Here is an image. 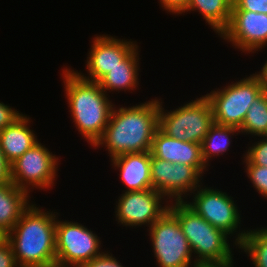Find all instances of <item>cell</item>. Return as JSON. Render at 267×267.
Masks as SVG:
<instances>
[{"label":"cell","instance_id":"cell-1","mask_svg":"<svg viewBox=\"0 0 267 267\" xmlns=\"http://www.w3.org/2000/svg\"><path fill=\"white\" fill-rule=\"evenodd\" d=\"M131 107H113L102 137L93 146H104L113 159L126 153L151 151L159 127V99Z\"/></svg>","mask_w":267,"mask_h":267},{"label":"cell","instance_id":"cell-2","mask_svg":"<svg viewBox=\"0 0 267 267\" xmlns=\"http://www.w3.org/2000/svg\"><path fill=\"white\" fill-rule=\"evenodd\" d=\"M46 211L32 203L7 233L18 267L56 266V219L59 214Z\"/></svg>","mask_w":267,"mask_h":267},{"label":"cell","instance_id":"cell-3","mask_svg":"<svg viewBox=\"0 0 267 267\" xmlns=\"http://www.w3.org/2000/svg\"><path fill=\"white\" fill-rule=\"evenodd\" d=\"M62 71L71 120L90 146H94L102 137L115 105L98 82L81 78L71 68Z\"/></svg>","mask_w":267,"mask_h":267},{"label":"cell","instance_id":"cell-4","mask_svg":"<svg viewBox=\"0 0 267 267\" xmlns=\"http://www.w3.org/2000/svg\"><path fill=\"white\" fill-rule=\"evenodd\" d=\"M179 221L196 263L234 257L227 235L204 220L186 201L170 202L168 209Z\"/></svg>","mask_w":267,"mask_h":267},{"label":"cell","instance_id":"cell-5","mask_svg":"<svg viewBox=\"0 0 267 267\" xmlns=\"http://www.w3.org/2000/svg\"><path fill=\"white\" fill-rule=\"evenodd\" d=\"M160 100L158 128L172 138L201 144L214 124L212 107L205 95L172 111L164 110Z\"/></svg>","mask_w":267,"mask_h":267},{"label":"cell","instance_id":"cell-6","mask_svg":"<svg viewBox=\"0 0 267 267\" xmlns=\"http://www.w3.org/2000/svg\"><path fill=\"white\" fill-rule=\"evenodd\" d=\"M263 92L258 79L250 74L223 89L210 91L205 97L211 104L214 123L240 129L252 102Z\"/></svg>","mask_w":267,"mask_h":267},{"label":"cell","instance_id":"cell-7","mask_svg":"<svg viewBox=\"0 0 267 267\" xmlns=\"http://www.w3.org/2000/svg\"><path fill=\"white\" fill-rule=\"evenodd\" d=\"M148 231L159 267H194L197 264L178 219L169 210L153 222Z\"/></svg>","mask_w":267,"mask_h":267},{"label":"cell","instance_id":"cell-8","mask_svg":"<svg viewBox=\"0 0 267 267\" xmlns=\"http://www.w3.org/2000/svg\"><path fill=\"white\" fill-rule=\"evenodd\" d=\"M200 186L193 192L192 202L187 200L186 203L195 210L204 220L210 223L215 228L222 230L227 235H234V245L239 247L242 243L247 231L240 230L241 217L238 210V205L234 203L233 197L229 196L226 192L213 187ZM239 226V227H238ZM237 232V233H236Z\"/></svg>","mask_w":267,"mask_h":267},{"label":"cell","instance_id":"cell-9","mask_svg":"<svg viewBox=\"0 0 267 267\" xmlns=\"http://www.w3.org/2000/svg\"><path fill=\"white\" fill-rule=\"evenodd\" d=\"M100 238L81 223L56 219V266L81 267L100 256Z\"/></svg>","mask_w":267,"mask_h":267},{"label":"cell","instance_id":"cell-10","mask_svg":"<svg viewBox=\"0 0 267 267\" xmlns=\"http://www.w3.org/2000/svg\"><path fill=\"white\" fill-rule=\"evenodd\" d=\"M58 160L59 157L39 141L11 164V181L28 193L35 187L41 190L52 188L57 176Z\"/></svg>","mask_w":267,"mask_h":267},{"label":"cell","instance_id":"cell-11","mask_svg":"<svg viewBox=\"0 0 267 267\" xmlns=\"http://www.w3.org/2000/svg\"><path fill=\"white\" fill-rule=\"evenodd\" d=\"M150 168L152 189L169 202L184 201L183 197L186 199L202 184L203 177L193 166L171 163L151 154Z\"/></svg>","mask_w":267,"mask_h":267},{"label":"cell","instance_id":"cell-12","mask_svg":"<svg viewBox=\"0 0 267 267\" xmlns=\"http://www.w3.org/2000/svg\"><path fill=\"white\" fill-rule=\"evenodd\" d=\"M164 199L167 200L154 189L122 193L115 208L117 224L134 228L146 225L150 228L169 209V200L164 203Z\"/></svg>","mask_w":267,"mask_h":267},{"label":"cell","instance_id":"cell-13","mask_svg":"<svg viewBox=\"0 0 267 267\" xmlns=\"http://www.w3.org/2000/svg\"><path fill=\"white\" fill-rule=\"evenodd\" d=\"M219 36L246 54L261 51L267 46V14L231 11L229 24Z\"/></svg>","mask_w":267,"mask_h":267},{"label":"cell","instance_id":"cell-14","mask_svg":"<svg viewBox=\"0 0 267 267\" xmlns=\"http://www.w3.org/2000/svg\"><path fill=\"white\" fill-rule=\"evenodd\" d=\"M92 41L86 62L88 76L75 71L81 78L92 82H99L138 46L128 39L121 40L104 34L95 36Z\"/></svg>","mask_w":267,"mask_h":267},{"label":"cell","instance_id":"cell-15","mask_svg":"<svg viewBox=\"0 0 267 267\" xmlns=\"http://www.w3.org/2000/svg\"><path fill=\"white\" fill-rule=\"evenodd\" d=\"M150 152L161 160L193 166L202 176L204 172L208 171V166L203 161L200 143L172 138L159 128L154 134Z\"/></svg>","mask_w":267,"mask_h":267},{"label":"cell","instance_id":"cell-16","mask_svg":"<svg viewBox=\"0 0 267 267\" xmlns=\"http://www.w3.org/2000/svg\"><path fill=\"white\" fill-rule=\"evenodd\" d=\"M112 166L120 172V178L126 185L123 192L152 189L151 152L126 153L110 159Z\"/></svg>","mask_w":267,"mask_h":267},{"label":"cell","instance_id":"cell-17","mask_svg":"<svg viewBox=\"0 0 267 267\" xmlns=\"http://www.w3.org/2000/svg\"><path fill=\"white\" fill-rule=\"evenodd\" d=\"M30 120L29 116L22 115L12 125L0 131V148L10 164L39 142L30 129Z\"/></svg>","mask_w":267,"mask_h":267},{"label":"cell","instance_id":"cell-18","mask_svg":"<svg viewBox=\"0 0 267 267\" xmlns=\"http://www.w3.org/2000/svg\"><path fill=\"white\" fill-rule=\"evenodd\" d=\"M137 46L120 65L111 69L98 83L101 89L107 91L136 90L139 85V51Z\"/></svg>","mask_w":267,"mask_h":267},{"label":"cell","instance_id":"cell-19","mask_svg":"<svg viewBox=\"0 0 267 267\" xmlns=\"http://www.w3.org/2000/svg\"><path fill=\"white\" fill-rule=\"evenodd\" d=\"M29 193L13 183L0 185V228L8 233L30 207Z\"/></svg>","mask_w":267,"mask_h":267},{"label":"cell","instance_id":"cell-20","mask_svg":"<svg viewBox=\"0 0 267 267\" xmlns=\"http://www.w3.org/2000/svg\"><path fill=\"white\" fill-rule=\"evenodd\" d=\"M232 4V0H190L182 13L198 10L219 36L229 24Z\"/></svg>","mask_w":267,"mask_h":267},{"label":"cell","instance_id":"cell-21","mask_svg":"<svg viewBox=\"0 0 267 267\" xmlns=\"http://www.w3.org/2000/svg\"><path fill=\"white\" fill-rule=\"evenodd\" d=\"M239 133V128L214 123L201 142L202 157L205 164L209 166L213 156L224 155L232 142V140L230 141L231 136L235 134L237 136Z\"/></svg>","mask_w":267,"mask_h":267},{"label":"cell","instance_id":"cell-22","mask_svg":"<svg viewBox=\"0 0 267 267\" xmlns=\"http://www.w3.org/2000/svg\"><path fill=\"white\" fill-rule=\"evenodd\" d=\"M240 133L253 136H267V92L264 91L249 107L239 129Z\"/></svg>","mask_w":267,"mask_h":267},{"label":"cell","instance_id":"cell-23","mask_svg":"<svg viewBox=\"0 0 267 267\" xmlns=\"http://www.w3.org/2000/svg\"><path fill=\"white\" fill-rule=\"evenodd\" d=\"M238 248L250 256L255 267H267V227L247 230Z\"/></svg>","mask_w":267,"mask_h":267},{"label":"cell","instance_id":"cell-24","mask_svg":"<svg viewBox=\"0 0 267 267\" xmlns=\"http://www.w3.org/2000/svg\"><path fill=\"white\" fill-rule=\"evenodd\" d=\"M247 177L250 179L256 191L267 199V167L252 165L245 157Z\"/></svg>","mask_w":267,"mask_h":267},{"label":"cell","instance_id":"cell-25","mask_svg":"<svg viewBox=\"0 0 267 267\" xmlns=\"http://www.w3.org/2000/svg\"><path fill=\"white\" fill-rule=\"evenodd\" d=\"M259 141L254 142L244 157L252 164L267 167V136H260Z\"/></svg>","mask_w":267,"mask_h":267},{"label":"cell","instance_id":"cell-26","mask_svg":"<svg viewBox=\"0 0 267 267\" xmlns=\"http://www.w3.org/2000/svg\"><path fill=\"white\" fill-rule=\"evenodd\" d=\"M231 11H251L267 14V0H232Z\"/></svg>","mask_w":267,"mask_h":267},{"label":"cell","instance_id":"cell-27","mask_svg":"<svg viewBox=\"0 0 267 267\" xmlns=\"http://www.w3.org/2000/svg\"><path fill=\"white\" fill-rule=\"evenodd\" d=\"M106 252V253H105ZM111 254V255H110ZM81 267H124L112 253L103 251L100 256L83 264Z\"/></svg>","mask_w":267,"mask_h":267},{"label":"cell","instance_id":"cell-28","mask_svg":"<svg viewBox=\"0 0 267 267\" xmlns=\"http://www.w3.org/2000/svg\"><path fill=\"white\" fill-rule=\"evenodd\" d=\"M22 115L23 114L19 113L15 108L13 109L9 105L0 102V131L12 125Z\"/></svg>","mask_w":267,"mask_h":267},{"label":"cell","instance_id":"cell-29","mask_svg":"<svg viewBox=\"0 0 267 267\" xmlns=\"http://www.w3.org/2000/svg\"><path fill=\"white\" fill-rule=\"evenodd\" d=\"M0 267H18L8 240L0 243Z\"/></svg>","mask_w":267,"mask_h":267},{"label":"cell","instance_id":"cell-30","mask_svg":"<svg viewBox=\"0 0 267 267\" xmlns=\"http://www.w3.org/2000/svg\"><path fill=\"white\" fill-rule=\"evenodd\" d=\"M161 7H164L166 11L173 14H182L187 8L190 0H159Z\"/></svg>","mask_w":267,"mask_h":267},{"label":"cell","instance_id":"cell-31","mask_svg":"<svg viewBox=\"0 0 267 267\" xmlns=\"http://www.w3.org/2000/svg\"><path fill=\"white\" fill-rule=\"evenodd\" d=\"M10 183H12L11 164L5 159L4 153L0 148V185Z\"/></svg>","mask_w":267,"mask_h":267},{"label":"cell","instance_id":"cell-32","mask_svg":"<svg viewBox=\"0 0 267 267\" xmlns=\"http://www.w3.org/2000/svg\"><path fill=\"white\" fill-rule=\"evenodd\" d=\"M234 259L228 258L222 261H211V262H201L197 263L194 267H233Z\"/></svg>","mask_w":267,"mask_h":267},{"label":"cell","instance_id":"cell-33","mask_svg":"<svg viewBox=\"0 0 267 267\" xmlns=\"http://www.w3.org/2000/svg\"><path fill=\"white\" fill-rule=\"evenodd\" d=\"M253 75L258 79L263 90L267 92V61H265L260 72L258 73L255 72Z\"/></svg>","mask_w":267,"mask_h":267},{"label":"cell","instance_id":"cell-34","mask_svg":"<svg viewBox=\"0 0 267 267\" xmlns=\"http://www.w3.org/2000/svg\"><path fill=\"white\" fill-rule=\"evenodd\" d=\"M7 240V233L0 228V243Z\"/></svg>","mask_w":267,"mask_h":267}]
</instances>
